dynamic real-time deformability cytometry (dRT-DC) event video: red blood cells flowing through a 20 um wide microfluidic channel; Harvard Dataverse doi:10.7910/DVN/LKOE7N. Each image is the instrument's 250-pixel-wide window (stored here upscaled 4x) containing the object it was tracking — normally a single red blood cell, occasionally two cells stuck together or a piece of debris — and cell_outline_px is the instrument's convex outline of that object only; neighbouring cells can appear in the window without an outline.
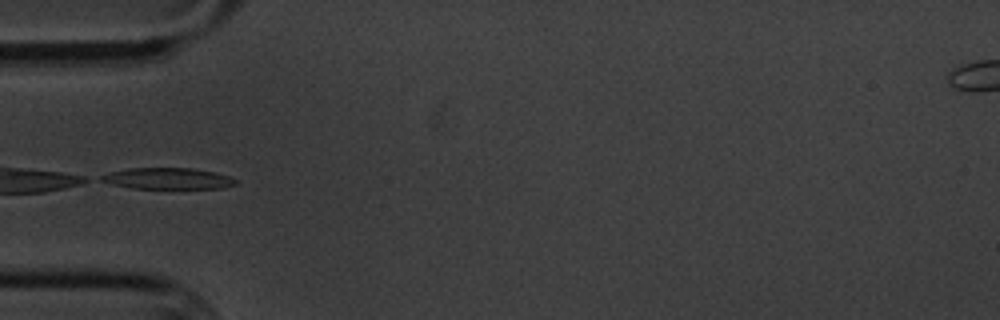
{"species": "common noctule bat (a hibernating species)", "species_latin": "Nyctalus noctula", "temperature_condition": "cold", "stored_images_in_passage": 15, "camera_frame_rate_fps": 3000, "um_per_image_px": 0.085, "animal": {"sex": "male", "body_mass_g": 20.1, "forearm_length_mm": 53.5}, "frame": {"image": 1, "passage_image": 5, "time_ms": 5.667, "image_size_px": [1000, 320], "cell_outline_px": [[236, 184], [224, 188], [132, 188], [112, 184], [100, 180], [100, 176], [108, 172], [128, 168], [192, 168], [216, 172], [228, 176], [236, 180]], "centroid_in_image_um": [14.25, 15.16], "position_along_channel_um": 70.8, "area_um2": 16.59}}
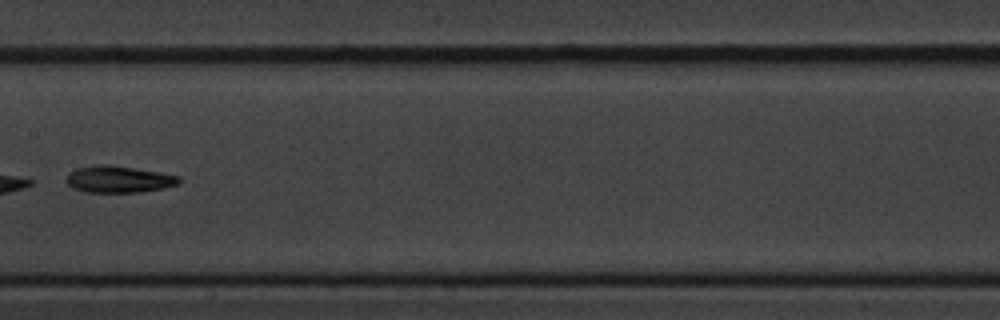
{"frame": {"image": 2, "passage_image": 8, "time_ms": 9.333, "image_size_px": [1000, 320], "cell_outline_px": [[180, 184], [164, 188], [136, 192], [84, 192], [72, 188], [64, 180], [68, 172], [76, 168], [100, 164], [108, 164], [160, 172], [180, 176]], "centroid_in_image_um": [10.05, 15.23], "position_along_channel_um": 197.3, "area_um2": 17.74}}
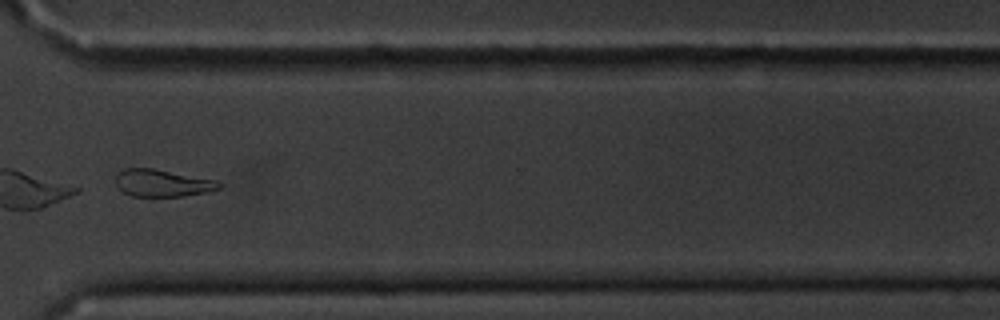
{"frame": {"image": 3, "passage_image": 12, "time_ms": 14.0, "image_size_px": [1000, 320], "cell_outline_px": [[220, 188], [204, 192], [184, 196], [132, 196], [124, 192], [116, 184], [116, 176], [124, 168], [152, 168], [216, 180], [220, 184]], "centroid_in_image_um": [13.78, 15.55], "position_along_channel_um": 356.8, "area_um2": 16.07}, "authors_computed_cell_mechanics": {"area_um2": 17.7446, "velocity_mm_per_s": 3.4263, "shape_relaxation_time_tau1_ms": 3.3484, "shape_relaxation_time_tau2_ms": 5.8382, "deformation_change_tau1": 0.1003, "deformation_change_tau2": 0.128}}